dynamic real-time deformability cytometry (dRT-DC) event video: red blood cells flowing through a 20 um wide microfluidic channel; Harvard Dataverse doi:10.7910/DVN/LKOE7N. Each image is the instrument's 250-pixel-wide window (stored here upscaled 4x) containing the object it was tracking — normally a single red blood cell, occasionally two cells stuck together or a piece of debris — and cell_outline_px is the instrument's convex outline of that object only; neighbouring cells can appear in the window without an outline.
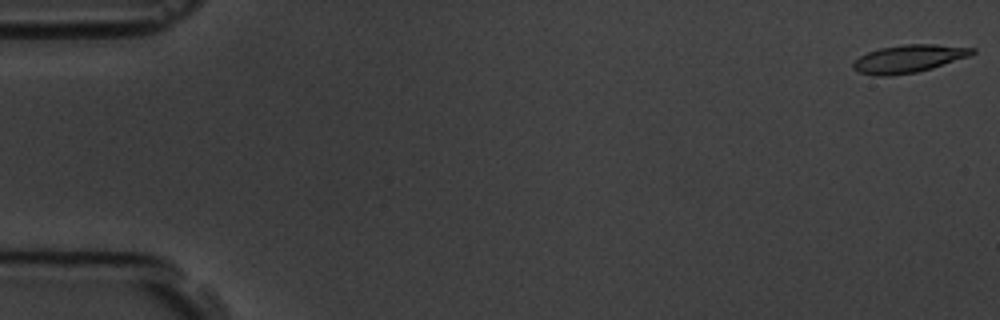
{"species": "common noctule bat (a hibernating species)", "species_latin": "Nyctalus noctula", "temperature_condition": "room temperature", "stored_images_in_passage": 8, "camera_frame_rate_fps": 3000, "um_per_image_px": 0.085, "animal": {"sex": "male", "body_mass_g": 19.5, "forearm_length_mm": 54.6}, "frame": {"image": 1, "passage_image": 1, "time_ms": 0.0, "image_size_px": [1000, 320], "cell_outline_px": [[976, 52], [968, 56], [932, 68], [916, 72], [888, 76], [876, 76], [860, 72], [852, 68], [852, 64], [860, 56], [868, 52], [880, 48], [908, 44], [936, 44], [976, 48]], "centroid_in_image_um": [77.24, 4.99], "position_along_channel_um": 7.8, "area_um2": 19.07}}
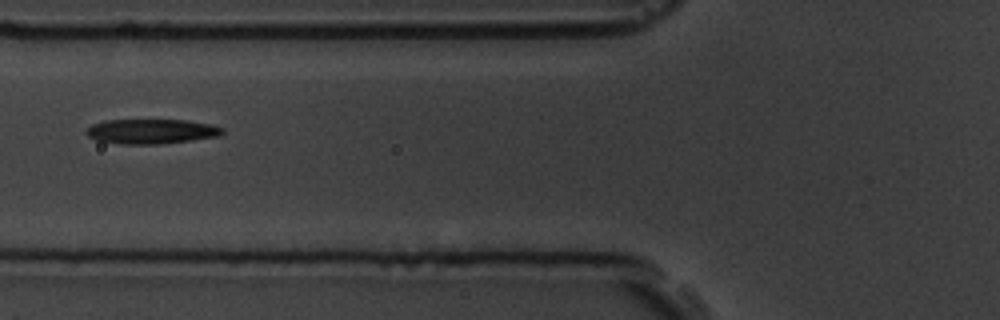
{"frame": {"image": 2, "passage_image": 7, "time_ms": 7.0, "image_size_px": [1000, 320], "cell_outline_px": [[224, 132], [216, 136], [192, 140], [160, 144], [120, 144], [96, 140], [88, 136], [84, 132], [92, 124], [104, 120], [188, 120], [212, 124], [224, 128]], "centroid_in_image_um": [12.85, 11.16], "position_along_channel_um": 113.0, "area_um2": 19.71}}
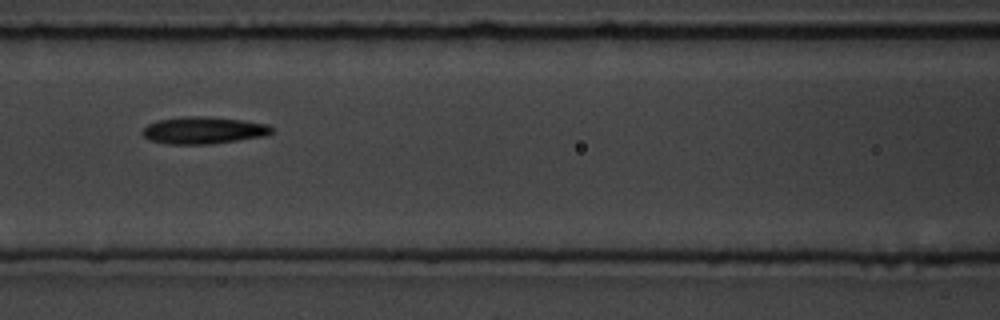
{"frame": {"image": 3, "passage_image": 8, "time_ms": 8.0, "image_size_px": [1000, 320], "cell_outline_px": [[272, 132], [268, 136], [212, 144], [168, 144], [148, 140], [140, 132], [148, 124], [156, 120], [180, 116], [204, 116], [244, 120], [268, 124], [272, 128]], "centroid_in_image_um": [17.29, 11.07], "position_along_channel_um": 149.3, "area_um2": 20.75}}